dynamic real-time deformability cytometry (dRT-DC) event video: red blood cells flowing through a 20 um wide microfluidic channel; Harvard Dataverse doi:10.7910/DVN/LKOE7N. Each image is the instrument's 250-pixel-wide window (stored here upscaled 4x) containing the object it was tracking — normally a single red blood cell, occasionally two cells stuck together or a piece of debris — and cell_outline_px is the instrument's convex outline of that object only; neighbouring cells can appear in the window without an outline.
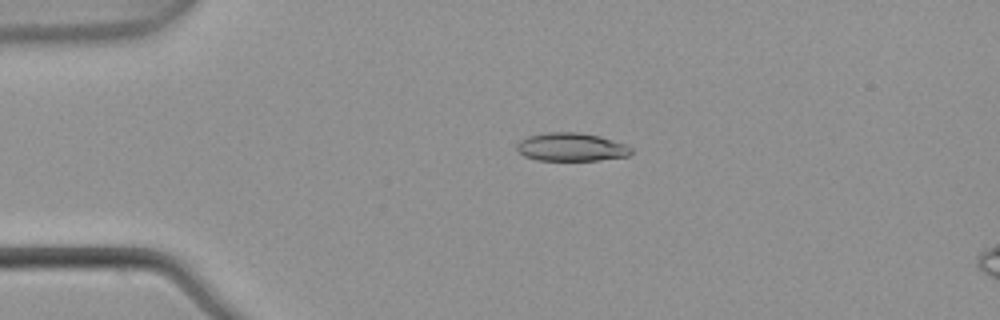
{"species": "common noctule bat (a hibernating species)", "species_latin": "Nyctalus noctula", "temperature_condition": "warm", "stored_images_in_passage": 5, "camera_frame_rate_fps": 3000, "um_per_image_px": 0.085, "animal": {"sex": "male", "body_mass_g": 21.5, "forearm_length_mm": 52.0}, "frame": {"image": 1, "passage_image": 4, "time_ms": 1.0, "image_size_px": [1000, 320], "cell_outline_px": [[632, 152], [628, 156], [600, 160], [536, 160], [524, 156], [516, 148], [516, 144], [520, 140], [528, 136], [544, 132], [580, 132], [600, 136], [624, 144], [632, 148]], "centroid_in_image_um": [48.54, 12.49], "position_along_channel_um": 36.5, "area_um2": 18.9}}